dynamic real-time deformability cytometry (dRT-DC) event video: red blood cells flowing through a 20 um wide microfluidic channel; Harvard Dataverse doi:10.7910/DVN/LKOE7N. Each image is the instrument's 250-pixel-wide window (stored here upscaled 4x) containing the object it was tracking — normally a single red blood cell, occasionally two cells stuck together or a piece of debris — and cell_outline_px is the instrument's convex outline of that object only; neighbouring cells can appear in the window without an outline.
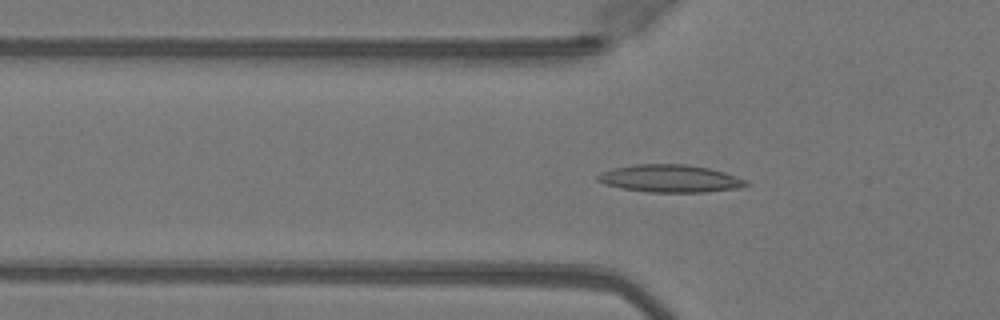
{"species": "Egyptian fruit bat (a non-hibernating species)", "species_latin": "Rousettus aegyptiacus", "temperature_condition": "warm", "stored_images_in_passage": 39, "camera_frame_rate_fps": 3000, "um_per_image_px": 0.085, "animal": {"sex": "female"}, "frame": {"image": 1, "passage_image": 6, "time_ms": 1.667, "image_size_px": [1000, 320], "cell_outline_px": [[752, 184], [740, 188], [704, 192], [648, 192], [620, 188], [604, 184], [596, 180], [596, 176], [600, 172], [612, 168], [636, 164], [688, 164], [708, 168], [724, 172], [748, 180]], "centroid_in_image_um": [56.96, 15.17], "position_along_channel_um": 68.8, "area_um2": 24.1}}
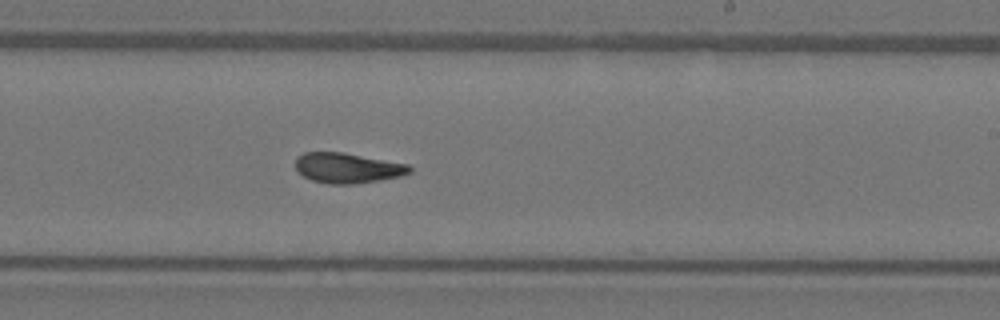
{"frame": {"image": 2, "passage_image": 20, "time_ms": 6.333, "image_size_px": [1000, 320], "cell_outline_px": [[412, 172], [400, 176], [380, 180], [352, 184], [328, 184], [312, 180], [304, 176], [296, 168], [296, 156], [304, 152], [344, 152], [408, 164], [412, 168]], "centroid_in_image_um": [29.55, 14.27], "position_along_channel_um": 259.5, "area_um2": 20.11}}
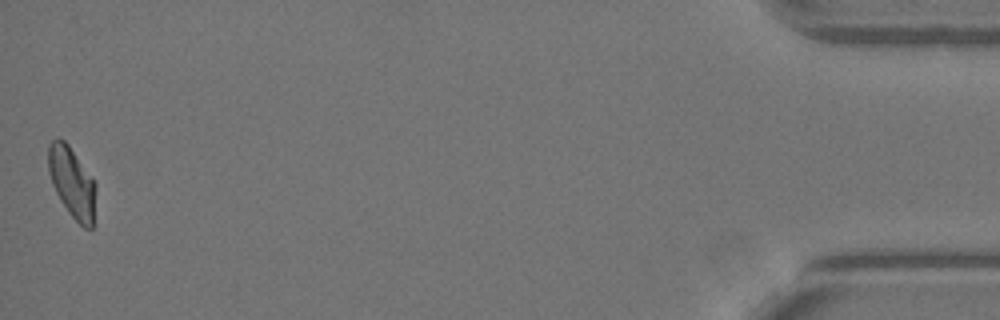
{"frame": {"image": 3, "passage_image": 39, "time_ms": 12.667, "image_size_px": [1000, 320], "cell_outline_px": [[96, 192], [92, 228], [84, 228], [68, 212], [60, 200], [52, 184], [48, 172], [48, 144], [56, 136], [64, 140], [68, 144], [92, 176], [96, 184]], "centroid_in_image_um": [6.11, 15.47], "position_along_channel_um": 429.1, "area_um2": 19.71}, "authors_computed_cell_mechanics": {"area_um2": 20.4034, "velocity_mm_per_s": 4.0815, "shape_relaxation_time_tau1_ms": 9.0906, "shape_relaxation_time_tau2_ms": 2.2483, "deformation_change_tau1": 0.2824, "deformation_change_tau2": 0.0985}}